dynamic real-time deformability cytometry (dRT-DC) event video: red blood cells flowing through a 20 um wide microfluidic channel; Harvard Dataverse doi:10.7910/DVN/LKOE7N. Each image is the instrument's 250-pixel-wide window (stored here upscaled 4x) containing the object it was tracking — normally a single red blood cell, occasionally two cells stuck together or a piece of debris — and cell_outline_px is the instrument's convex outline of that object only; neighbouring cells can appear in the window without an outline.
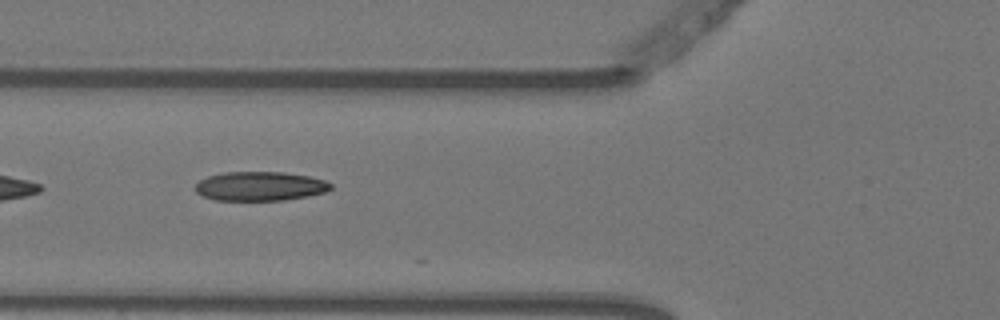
{"species": "Egyptian fruit bat (a non-hibernating species)", "species_latin": "Rousettus aegyptiacus", "temperature_condition": "warm", "stored_images_in_passage": 7, "camera_frame_rate_fps": 3000, "um_per_image_px": 0.085, "animal": {"sex": "female"}, "frame": {"image": 1, "passage_image": 6, "time_ms": 1.667, "image_size_px": [1000, 320], "cell_outline_px": [[332, 188], [324, 192], [308, 196], [284, 200], [216, 200], [204, 196], [196, 192], [196, 184], [200, 180], [208, 176], [224, 172], [284, 172], [308, 176], [324, 180], [332, 184]], "centroid_in_image_um": [22.11, 15.82], "position_along_channel_um": 103.7, "area_um2": 22.89}}